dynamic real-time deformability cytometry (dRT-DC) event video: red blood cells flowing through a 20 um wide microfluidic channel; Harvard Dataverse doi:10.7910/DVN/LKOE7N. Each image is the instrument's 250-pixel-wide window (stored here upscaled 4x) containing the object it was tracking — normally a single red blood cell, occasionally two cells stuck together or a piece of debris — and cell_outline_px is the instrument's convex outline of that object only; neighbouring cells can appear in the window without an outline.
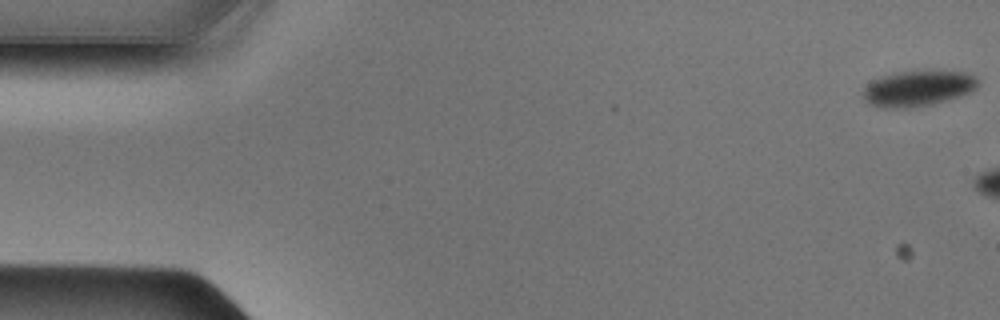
{"species": "Egyptian fruit bat (a non-hibernating species)", "species_latin": "Rousettus aegyptiacus", "temperature_condition": "cold", "stored_images_in_passage": 6, "camera_frame_rate_fps": 3000, "um_per_image_px": 0.085, "animal": {"sex": "male"}, "frame": {"image": 1, "passage_image": 1, "time_ms": 0.0, "image_size_px": [1000, 320], "cell_outline_px": [[980, 84], [976, 88], [960, 96], [928, 104], [904, 108], [884, 108], [868, 104], [864, 100], [864, 88], [872, 80], [880, 76], [892, 72], [968, 72], [976, 76], [980, 80]], "centroid_in_image_um": [78.01, 7.51], "position_along_channel_um": 7.0, "area_um2": 23.58}}